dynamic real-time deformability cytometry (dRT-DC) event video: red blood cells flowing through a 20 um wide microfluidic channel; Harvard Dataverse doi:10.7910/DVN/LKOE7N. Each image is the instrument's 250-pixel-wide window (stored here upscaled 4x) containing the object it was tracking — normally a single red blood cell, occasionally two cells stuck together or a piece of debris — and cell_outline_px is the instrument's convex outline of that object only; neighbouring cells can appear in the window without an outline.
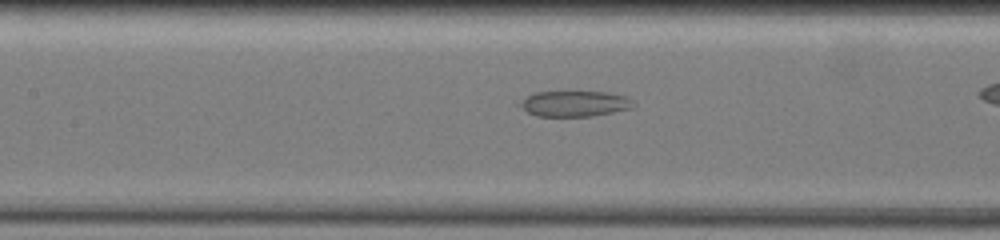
{"species": "common noctule bat (a hibernating species)", "species_latin": "Nyctalus noctula", "temperature_condition": "warm", "stored_images_in_passage": 22, "segment_of_instrument_passage": [2, 3], "camera_frame_rate_fps": 3000, "um_per_image_px": 0.085, "animal": {"sex": "female", "body_mass_g": 19.5, "forearm_length_mm": 54.1}, "frame": {"image": 1, "passage_image": 13, "time_ms": 11.333, "image_size_px": [1000, 240], "cell_outline_px": [[632, 108], [592, 116], [536, 116], [528, 112], [516, 104], [516, 100], [536, 92], [604, 92], [624, 96], [628, 100]], "centroid_in_image_um": [48.68, 8.81], "position_along_channel_um": 158.7, "area_um2": 16.76}}
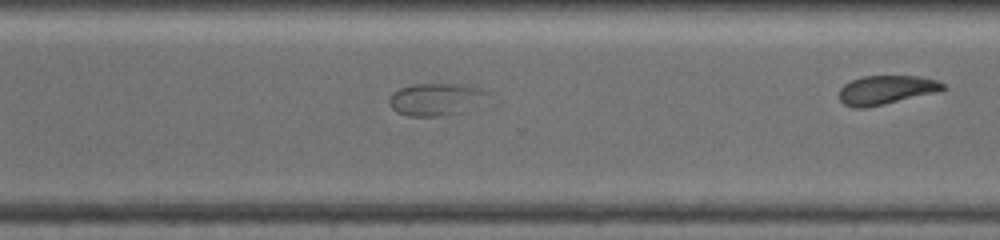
{"frame": {"image": 2, "passage_image": 18, "time_ms": 16.333, "image_size_px": [1000, 240], "cell_outline_px": [[488, 96], [456, 112], [440, 116], [408, 116], [396, 112], [392, 108], [392, 96], [400, 88], [412, 84], [460, 84], [480, 88], [488, 92]], "centroid_in_image_um": [36.99, 8.42], "position_along_channel_um": 333.6, "area_um2": 17.57}}
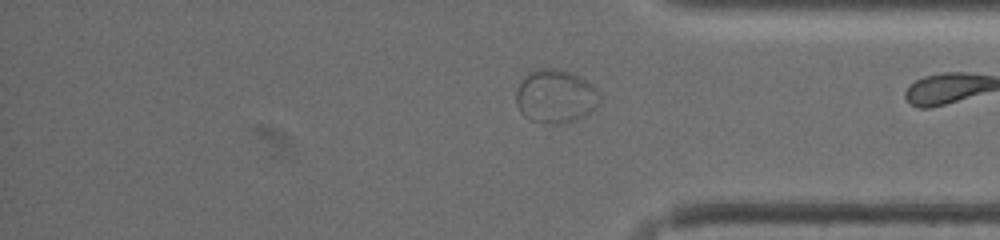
{"frame": {"image": 3, "passage_image": 21, "time_ms": 18.0, "image_size_px": [1000, 240], "cell_outline_px": [[600, 104], [592, 112], [568, 124], [552, 124], [528, 120], [520, 112], [516, 104], [516, 88], [524, 76], [528, 72], [540, 68], [556, 68], [572, 72], [580, 76], [592, 84], [600, 92]], "centroid_in_image_um": [47.24, 8.19], "position_along_channel_um": 388.0, "area_um2": 26.82}}